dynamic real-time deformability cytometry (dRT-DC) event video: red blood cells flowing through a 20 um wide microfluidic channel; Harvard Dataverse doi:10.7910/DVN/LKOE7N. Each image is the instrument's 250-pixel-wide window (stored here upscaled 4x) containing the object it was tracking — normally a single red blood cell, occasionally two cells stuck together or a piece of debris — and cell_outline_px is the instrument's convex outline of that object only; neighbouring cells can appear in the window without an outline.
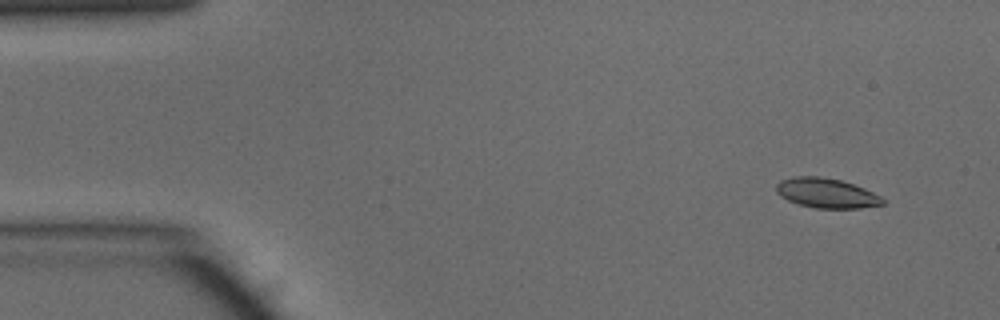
{"species": "common noctule bat (a hibernating species)", "species_latin": "Nyctalus noctula", "temperature_condition": "warm", "stored_images_in_passage": 48, "camera_frame_rate_fps": 3000, "um_per_image_px": 0.085, "animal": {"sex": "male", "body_mass_g": 15.6}, "frame": {"image": 1, "passage_image": 3, "time_ms": 0.667, "image_size_px": [1000, 320], "cell_outline_px": [[884, 204], [860, 208], [816, 208], [800, 204], [788, 200], [780, 196], [776, 192], [776, 184], [780, 180], [792, 176], [820, 176], [840, 180], [864, 188], [880, 196], [884, 200]], "centroid_in_image_um": [70.21, 16.4], "position_along_channel_um": 14.8, "area_um2": 18.38}}
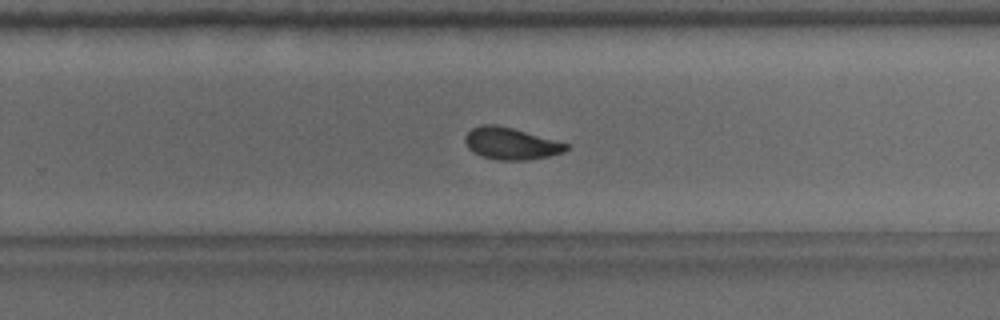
{"frame": {"image": 2, "passage_image": 30, "time_ms": 9.667, "image_size_px": [1000, 320], "cell_outline_px": [[568, 148], [564, 152], [548, 156], [528, 160], [496, 160], [480, 156], [472, 152], [468, 148], [464, 140], [464, 136], [472, 128], [484, 124], [496, 124], [512, 128], [568, 144]], "centroid_in_image_um": [43.37, 12.21], "position_along_channel_um": 286.4, "area_um2": 18.73}}
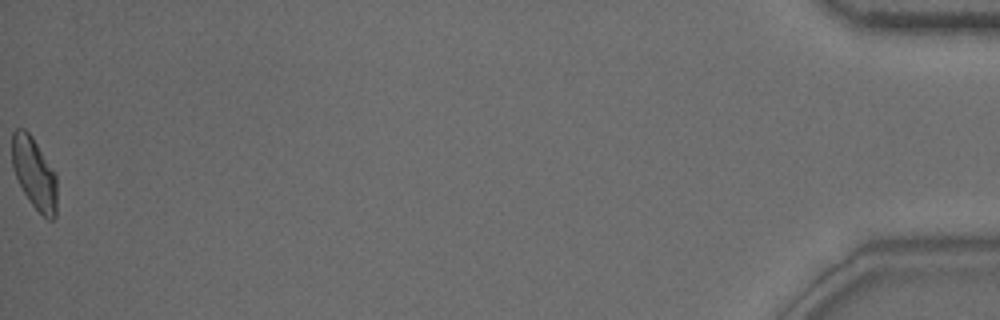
{"frame": {"image": 3, "passage_image": 48, "time_ms": 15.667, "image_size_px": [1000, 320], "cell_outline_px": [[56, 216], [52, 220], [48, 220], [32, 204], [24, 192], [12, 168], [12, 132], [16, 128], [24, 128], [32, 136], [56, 172]], "centroid_in_image_um": [2.92, 14.7], "position_along_channel_um": 432.3, "area_um2": 18.73}, "authors_computed_cell_mechanics": {"area_um2": 18.9006, "velocity_mm_per_s": 4.1504, "shape_relaxation_time_tau1_ms": 6.0932, "shape_relaxation_time_tau2_ms": 2.1442, "deformation_change_tau1": 0.1692, "deformation_change_tau2": 0.0708}}